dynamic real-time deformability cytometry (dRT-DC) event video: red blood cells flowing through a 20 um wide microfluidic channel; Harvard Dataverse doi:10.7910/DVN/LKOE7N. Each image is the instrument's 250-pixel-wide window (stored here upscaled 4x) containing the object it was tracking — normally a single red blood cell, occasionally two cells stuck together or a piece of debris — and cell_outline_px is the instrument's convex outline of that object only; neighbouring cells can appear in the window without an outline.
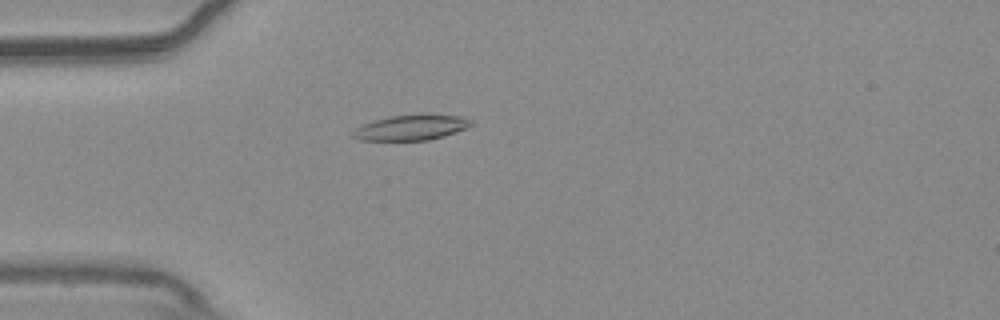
{"species": "common noctule bat (a hibernating species)", "species_latin": "Nyctalus noctula", "temperature_condition": "warm", "stored_images_in_passage": 54, "camera_frame_rate_fps": 3000, "um_per_image_px": 0.085, "animal": {"sex": "male", "body_mass_g": 20.4}, "frame": {"image": 1, "passage_image": 15, "time_ms": 4.667, "image_size_px": [1000, 320], "cell_outline_px": [[472, 124], [464, 128], [444, 136], [428, 140], [360, 140], [352, 136], [352, 132], [356, 128], [364, 124], [376, 120], [392, 116], [460, 116], [472, 120]], "centroid_in_image_um": [34.91, 10.87], "position_along_channel_um": 50.1, "area_um2": 16.59}}
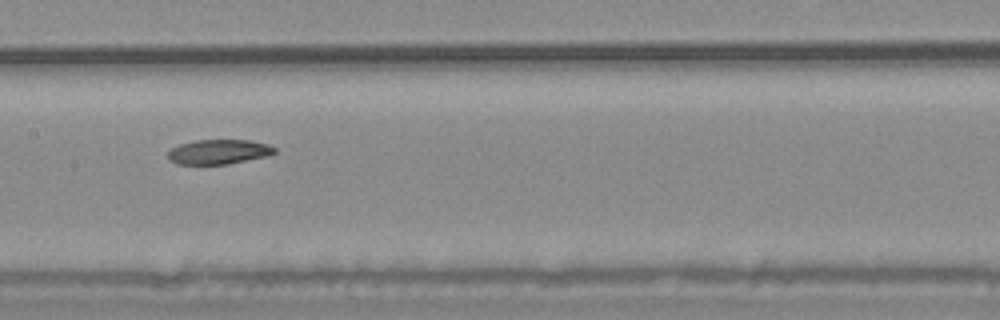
{"frame": {"image": 2, "passage_image": 27, "time_ms": 8.667, "image_size_px": [1000, 320], "cell_outline_px": [[276, 152], [268, 156], [228, 164], [176, 164], [168, 160], [168, 152], [172, 148], [180, 144], [196, 140], [252, 140], [268, 144], [276, 148]], "centroid_in_image_um": [18.6, 12.9], "position_along_channel_um": 188.8, "area_um2": 15.43}}
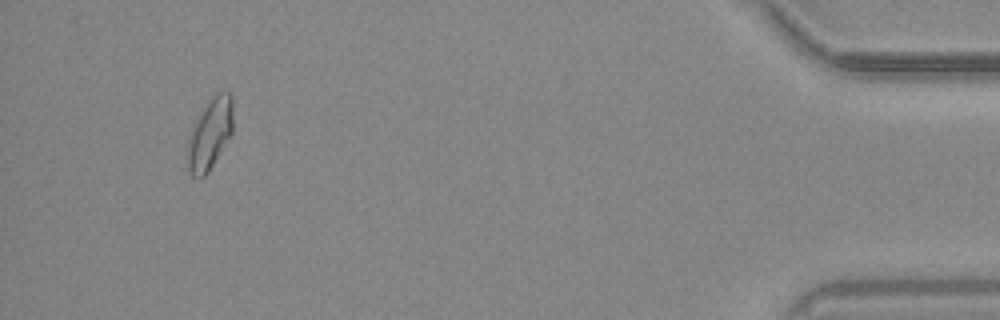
{"frame": {"image": 3, "passage_image": 51, "time_ms": 16.667, "image_size_px": [1000, 320], "cell_outline_px": [[232, 132], [208, 172], [200, 180], [192, 176], [188, 168], [188, 136], [192, 124], [196, 116], [208, 100], [216, 92], [228, 92], [232, 96]], "centroid_in_image_um": [17.81, 11.36], "position_along_channel_um": 417.4, "area_um2": 18.96}}